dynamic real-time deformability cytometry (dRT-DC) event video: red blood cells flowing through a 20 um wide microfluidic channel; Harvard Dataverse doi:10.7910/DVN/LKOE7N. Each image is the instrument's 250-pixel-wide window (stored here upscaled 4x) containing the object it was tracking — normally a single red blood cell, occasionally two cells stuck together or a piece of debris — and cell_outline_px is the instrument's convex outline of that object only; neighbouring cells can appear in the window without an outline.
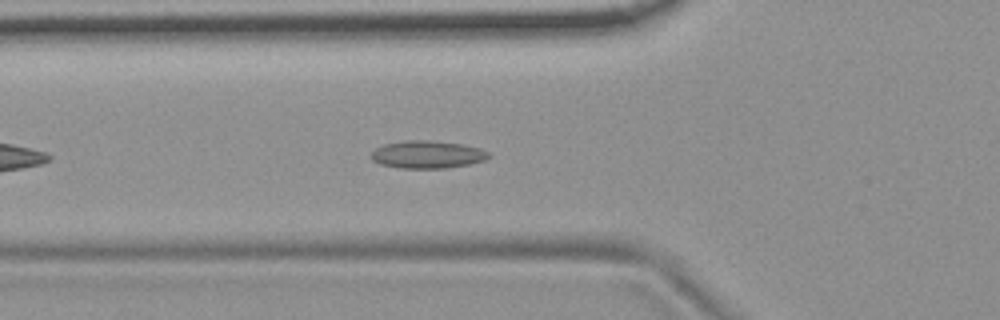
{"species": "common noctule bat (a hibernating species)", "species_latin": "Nyctalus noctula", "temperature_condition": "room temperature", "stored_images_in_passage": 44, "camera_frame_rate_fps": 3000, "um_per_image_px": 0.085, "animal": {"sex": "female", "body_mass_g": 19.9}, "frame": {"image": 1, "passage_image": 8, "time_ms": 2.333, "image_size_px": [1000, 320], "cell_outline_px": [[492, 156], [484, 160], [468, 164], [444, 168], [400, 168], [380, 164], [372, 160], [368, 156], [376, 148], [384, 144], [404, 140], [428, 140], [460, 144], [480, 148], [492, 152]], "centroid_in_image_um": [36.32, 13.13], "position_along_channel_um": 89.5, "area_um2": 19.02}}
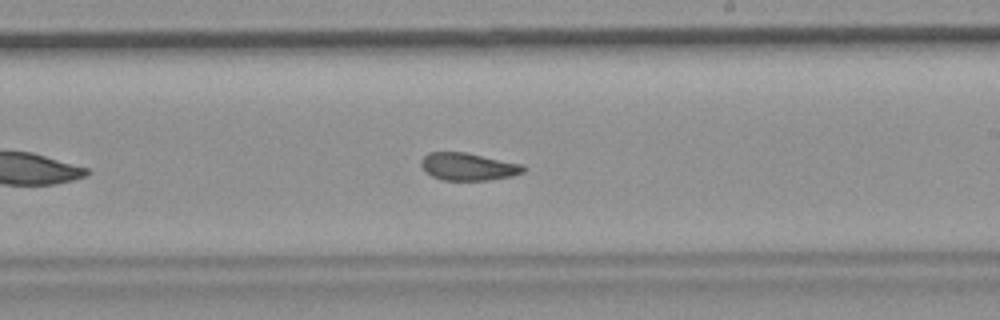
{"frame": {"image": 2, "passage_image": 21, "time_ms": 6.667, "image_size_px": [1000, 320], "cell_outline_px": [[528, 168], [524, 172], [512, 176], [488, 180], [444, 180], [432, 176], [420, 164], [420, 160], [428, 152], [468, 152], [524, 164]], "centroid_in_image_um": [39.86, 14.15], "position_along_channel_um": 249.1, "area_um2": 16.59}}
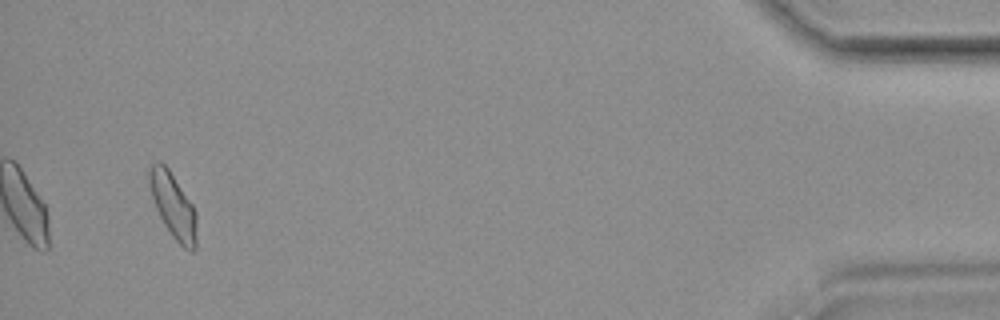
{"frame": {"image": 3, "passage_image": 41, "time_ms": 13.333, "image_size_px": [1000, 320], "cell_outline_px": [[196, 248], [192, 252], [184, 248], [172, 236], [164, 224], [156, 208], [152, 196], [148, 180], [148, 168], [152, 164], [164, 164], [168, 168], [192, 204], [196, 212]], "centroid_in_image_um": [14.72, 17.51], "position_along_channel_um": 420.5, "area_um2": 17.63}}